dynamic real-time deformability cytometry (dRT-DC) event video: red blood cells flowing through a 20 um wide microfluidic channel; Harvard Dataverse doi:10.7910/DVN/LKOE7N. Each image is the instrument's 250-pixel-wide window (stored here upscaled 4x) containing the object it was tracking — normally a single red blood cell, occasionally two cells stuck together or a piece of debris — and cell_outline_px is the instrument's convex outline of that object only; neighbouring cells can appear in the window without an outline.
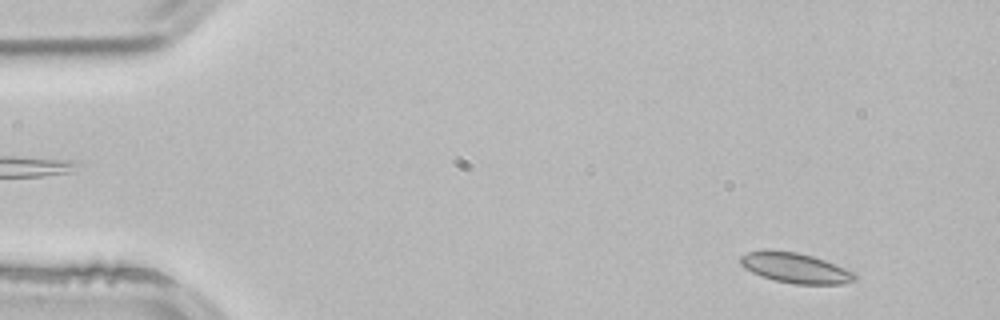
{"species": "common noctule bat (a hibernating species)", "species_latin": "Nyctalus noctula", "temperature_condition": "room temperature", "stored_images_in_passage": 52, "camera_frame_rate_fps": 3000, "um_per_image_px": 0.085, "animal": {"sex": "male", "body_mass_g": 21.5, "forearm_length_mm": 52.0}, "frame": {"image": 1, "passage_image": 4, "time_ms": 1.0, "image_size_px": [1000, 320], "cell_outline_px": [[856, 280], [840, 284], [792, 284], [760, 276], [744, 268], [740, 264], [740, 256], [748, 252], [764, 248], [796, 252], [812, 256], [824, 260], [844, 268], [852, 272], [856, 276]], "centroid_in_image_um": [67.53, 22.76], "position_along_channel_um": 17.5, "area_um2": 20.17}}
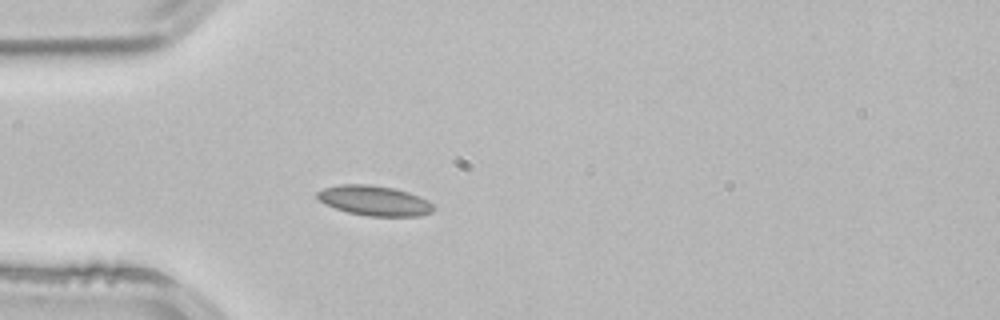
{"frame": {"image": 2, "passage_image": 14, "time_ms": 4.333, "image_size_px": [1000, 320], "cell_outline_px": [[436, 208], [432, 212], [420, 216], [368, 216], [348, 212], [324, 204], [316, 196], [316, 192], [324, 188], [340, 184], [368, 184], [392, 188], [408, 192], [428, 200]], "centroid_in_image_um": [31.83, 17.06], "position_along_channel_um": 53.2, "area_um2": 20.29}}
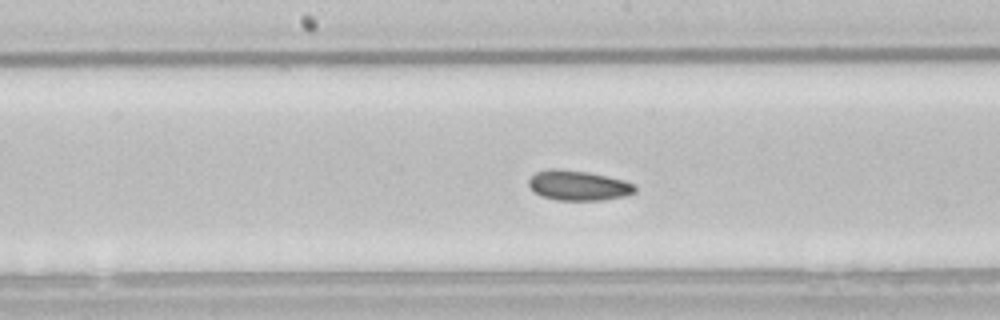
{"frame": {"image": 3, "passage_image": 26, "time_ms": 8.333, "image_size_px": [1000, 320], "cell_outline_px": [[636, 192], [624, 196], [600, 200], [556, 200], [540, 196], [532, 192], [528, 184], [528, 180], [536, 172], [548, 168], [560, 168], [588, 172], [608, 176], [624, 180], [636, 184]], "centroid_in_image_um": [49.13, 15.75], "position_along_channel_um": 199.1, "area_um2": 18.9}, "authors_computed_cell_mechanics": {"area_um2": 18.9873, "velocity_mm_per_s": 3.8429, "shape_relaxation_time_tau1_ms": 2.4516, "shape_relaxation_time_tau2_ms": 3.787, "deformation_change_tau1": 0.0527, "deformation_change_tau2": 0.0674}}